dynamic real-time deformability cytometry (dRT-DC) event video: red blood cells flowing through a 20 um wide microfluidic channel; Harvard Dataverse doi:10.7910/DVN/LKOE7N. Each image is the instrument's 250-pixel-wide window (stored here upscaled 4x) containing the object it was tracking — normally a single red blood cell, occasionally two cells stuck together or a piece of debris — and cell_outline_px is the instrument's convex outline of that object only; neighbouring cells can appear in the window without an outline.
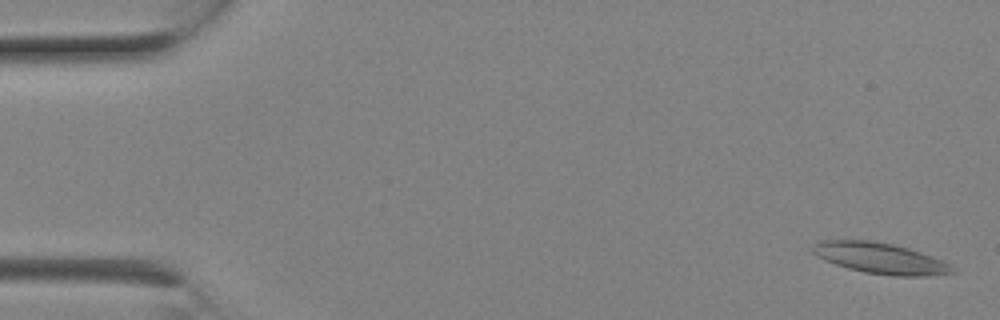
{"species": "Egyptian fruit bat (a non-hibernating species)", "species_latin": "Rousettus aegyptiacus", "temperature_condition": "room temperature", "stored_images_in_passage": 9, "camera_frame_rate_fps": 3000, "um_per_image_px": 0.085, "animal": {"sex": "female"}, "frame": {"image": 1, "passage_image": 1, "time_ms": 0.0, "image_size_px": [1000, 320], "cell_outline_px": [[956, 272], [928, 276], [896, 276], [864, 272], [848, 268], [836, 264], [816, 256], [812, 252], [812, 248], [820, 240], [872, 240], [892, 244], [908, 248], [944, 260], [956, 268]], "centroid_in_image_um": [74.87, 21.95], "position_along_channel_um": 10.1, "area_um2": 25.14}}
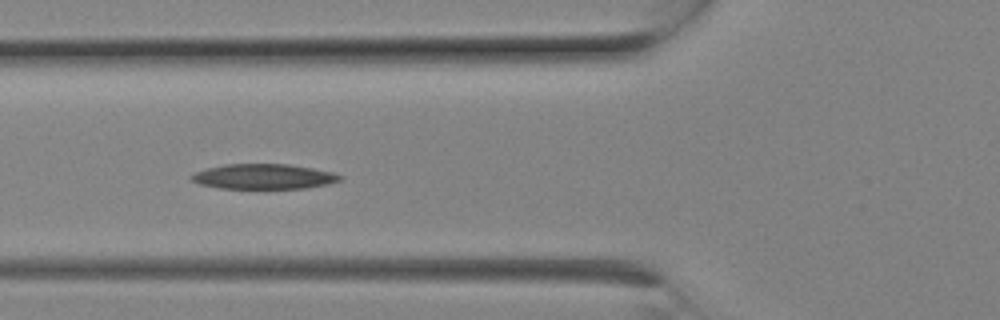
{"frame": {"image": 2, "passage_image": 8, "time_ms": 2.333, "image_size_px": [1000, 320], "cell_outline_px": [[344, 176], [340, 180], [328, 184], [308, 188], [220, 188], [200, 184], [192, 180], [188, 176], [192, 172], [224, 164], [288, 164], [312, 168], [332, 172]], "centroid_in_image_um": [22.39, 15.0], "position_along_channel_um": 103.4, "area_um2": 21.73}}
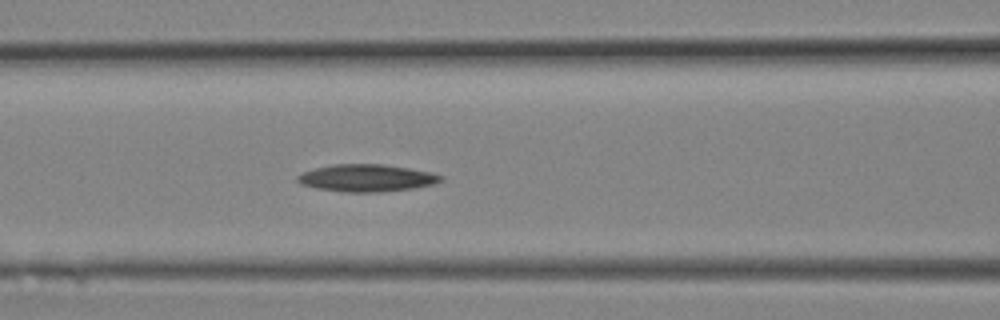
{"frame": {"image": 3, "passage_image": 9, "time_ms": 2.667, "image_size_px": [1000, 320], "cell_outline_px": [[444, 180], [436, 184], [412, 188], [376, 192], [348, 192], [316, 188], [300, 184], [296, 180], [296, 176], [300, 172], [332, 164], [384, 164], [432, 172], [444, 176]], "centroid_in_image_um": [31.17, 15.12], "position_along_channel_um": 135.4, "area_um2": 22.89}}